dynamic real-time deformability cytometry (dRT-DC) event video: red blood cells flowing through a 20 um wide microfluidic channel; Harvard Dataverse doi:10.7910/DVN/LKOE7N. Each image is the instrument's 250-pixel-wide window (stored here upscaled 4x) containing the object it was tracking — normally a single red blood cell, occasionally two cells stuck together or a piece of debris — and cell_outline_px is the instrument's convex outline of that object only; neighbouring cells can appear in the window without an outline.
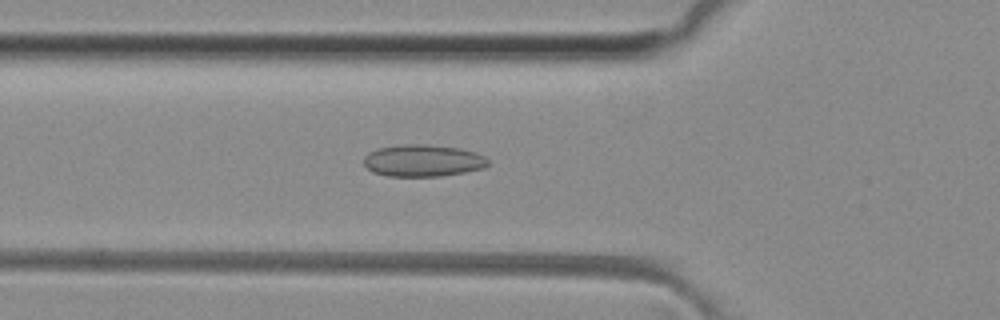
{"species": "common noctule bat (a hibernating species)", "species_latin": "Nyctalus noctula", "temperature_condition": "room temperature", "stored_images_in_passage": 49, "camera_frame_rate_fps": 3000, "um_per_image_px": 0.085, "animal": {"sex": "female", "body_mass_g": 29.2, "forearm_length_mm": 56.3}, "frame": {"image": 1, "passage_image": 17, "time_ms": 5.333, "image_size_px": [1000, 320], "cell_outline_px": [[488, 164], [484, 168], [464, 172], [440, 176], [388, 176], [372, 172], [364, 164], [364, 156], [368, 152], [380, 148], [400, 144], [428, 144], [460, 148], [476, 152], [484, 156], [488, 160]], "centroid_in_image_um": [35.95, 13.64], "position_along_channel_um": 89.9, "area_um2": 23.24}}
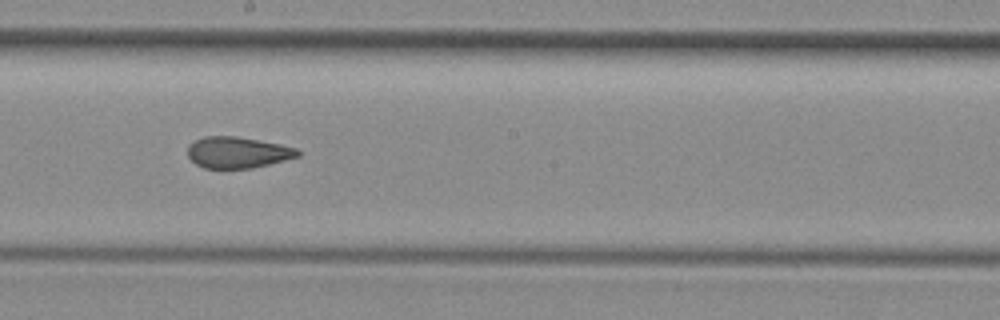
{"frame": {"image": 2, "passage_image": 27, "time_ms": 8.667, "image_size_px": [1000, 320], "cell_outline_px": [[300, 156], [252, 168], [204, 168], [196, 164], [188, 156], [188, 144], [204, 136], [236, 136], [280, 144], [296, 148], [300, 152]], "centroid_in_image_um": [20.18, 12.95], "position_along_channel_um": 228.0, "area_um2": 19.94}}
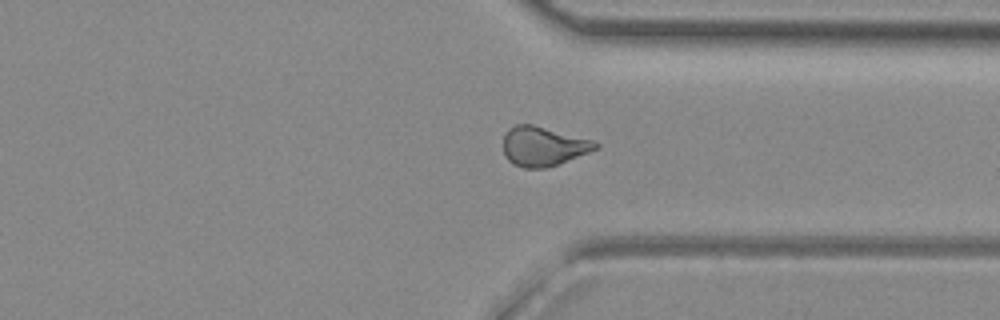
{"frame": {"image": 3, "passage_image": 37, "time_ms": 12.0, "image_size_px": [1000, 320], "cell_outline_px": [[600, 148], [556, 164], [544, 168], [524, 168], [512, 164], [508, 160], [504, 152], [504, 136], [508, 128], [516, 124], [532, 124], [592, 140], [600, 144]], "centroid_in_image_um": [46.16, 12.43], "position_along_channel_um": 365.2, "area_um2": 20.98}, "authors_computed_cell_mechanics": {"area_um2": 21.3282, "velocity_mm_per_s": 4.1458, "shape_relaxation_time_tau1_ms": null, "shape_relaxation_time_tau2_ms": 1.6122, "deformation_change_tau1": null, "deformation_change_tau2": 0.0876}}